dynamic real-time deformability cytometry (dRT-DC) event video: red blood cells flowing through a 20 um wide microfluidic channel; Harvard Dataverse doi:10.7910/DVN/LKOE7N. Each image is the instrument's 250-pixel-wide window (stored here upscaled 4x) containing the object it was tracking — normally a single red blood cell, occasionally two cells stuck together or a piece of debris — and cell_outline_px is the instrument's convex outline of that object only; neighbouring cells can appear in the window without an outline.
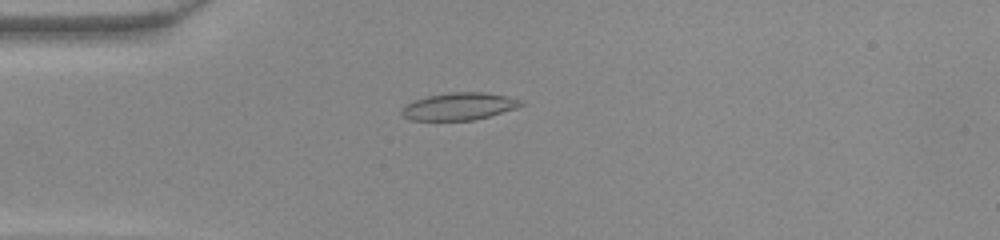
{"species": "common noctule bat (a hibernating species)", "species_latin": "Nyctalus noctula", "temperature_condition": "warm", "stored_images_in_passage": 37, "camera_frame_rate_fps": 3000, "um_per_image_px": 0.085, "animal": {"sex": "female", "body_mass_g": 22.0, "forearm_length_mm": 56.7}, "frame": {"image": 1, "passage_image": 2, "time_ms": 0.333, "image_size_px": [1000, 240], "cell_outline_px": [[524, 104], [516, 108], [488, 116], [472, 120], [408, 120], [400, 112], [400, 108], [404, 104], [412, 100], [428, 96], [452, 92], [484, 92], [524, 100]], "centroid_in_image_um": [38.96, 9.04], "position_along_channel_um": 46.0, "area_um2": 19.02}}
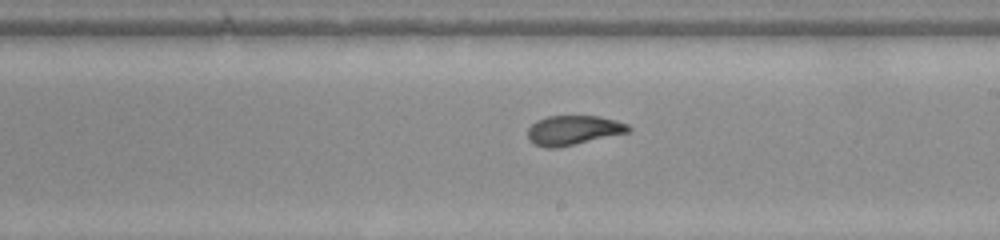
{"frame": {"image": 2, "passage_image": 17, "time_ms": 5.333, "image_size_px": [1000, 240], "cell_outline_px": [[632, 128], [628, 132], [556, 148], [544, 148], [532, 144], [528, 140], [528, 128], [536, 120], [548, 116], [600, 116], [616, 120], [628, 124]], "centroid_in_image_um": [48.69, 11.07], "position_along_channel_um": 240.3, "area_um2": 17.34}}
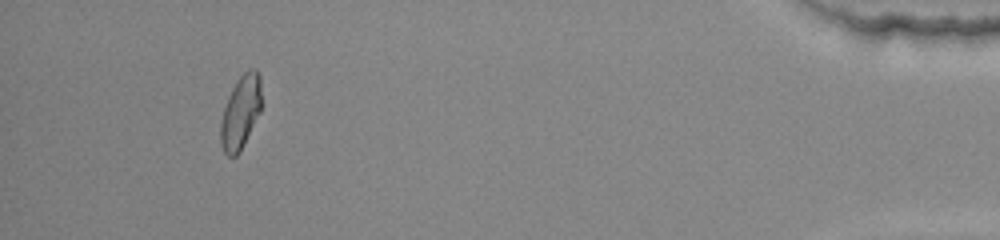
{"frame": {"image": 3, "passage_image": 34, "time_ms": 11.0, "image_size_px": [1000, 240], "cell_outline_px": [[260, 112], [240, 152], [236, 156], [228, 156], [224, 152], [220, 144], [220, 120], [228, 96], [236, 80], [248, 68], [256, 68], [260, 76]], "centroid_in_image_um": [20.43, 9.53], "position_along_channel_um": 414.8, "area_um2": 17.51}}